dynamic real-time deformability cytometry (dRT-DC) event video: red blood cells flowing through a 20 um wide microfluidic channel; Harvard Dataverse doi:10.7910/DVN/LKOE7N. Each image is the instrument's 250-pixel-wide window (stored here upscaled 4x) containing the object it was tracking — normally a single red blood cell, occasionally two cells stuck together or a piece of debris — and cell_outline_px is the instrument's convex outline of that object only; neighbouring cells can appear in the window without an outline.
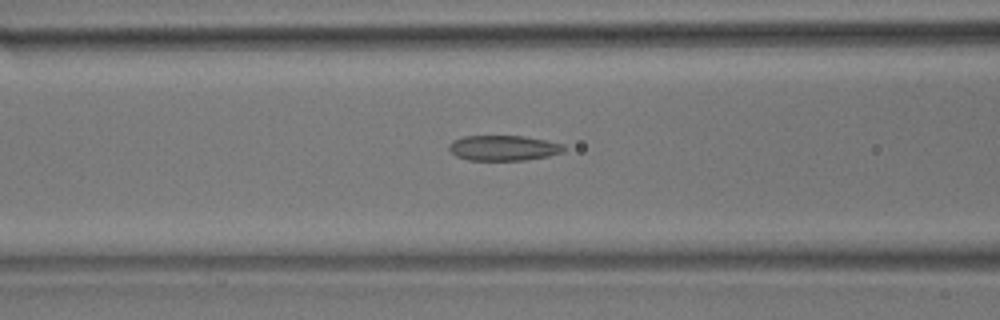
{"species": "common noctule bat (a hibernating species)", "species_latin": "Nyctalus noctula", "temperature_condition": "room temperature", "stored_images_in_passage": 36, "camera_frame_rate_fps": 3000, "um_per_image_px": 0.085, "animal": {"sex": "male", "body_mass_g": 17.9}, "frame": {"image": 1, "passage_image": 6, "time_ms": 1.667, "image_size_px": [1000, 320], "cell_outline_px": [[564, 152], [548, 156], [524, 160], [468, 160], [456, 156], [448, 148], [448, 144], [452, 140], [464, 136], [524, 136], [564, 144]], "centroid_in_image_um": [42.77, 12.57], "position_along_channel_um": 123.8, "area_um2": 16.94}}
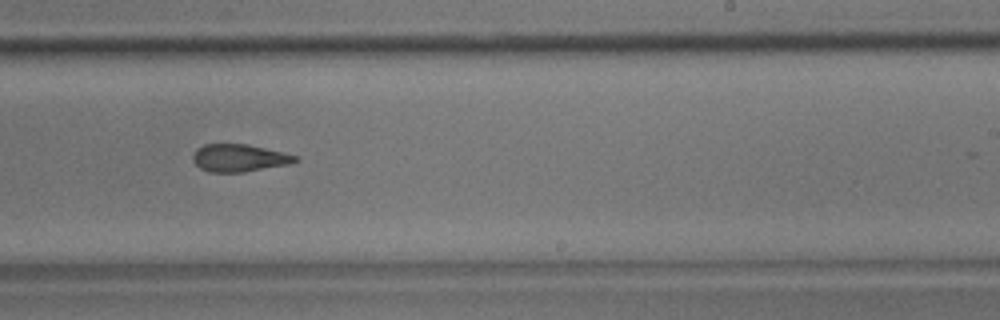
{"frame": {"image": 2, "passage_image": 17, "time_ms": 5.333, "image_size_px": [1000, 320], "cell_outline_px": [[300, 160], [288, 164], [244, 172], [208, 172], [200, 168], [192, 160], [192, 156], [196, 148], [204, 144], [248, 144], [300, 156]], "centroid_in_image_um": [20.33, 13.42], "position_along_channel_um": 268.7, "area_um2": 16.53}}
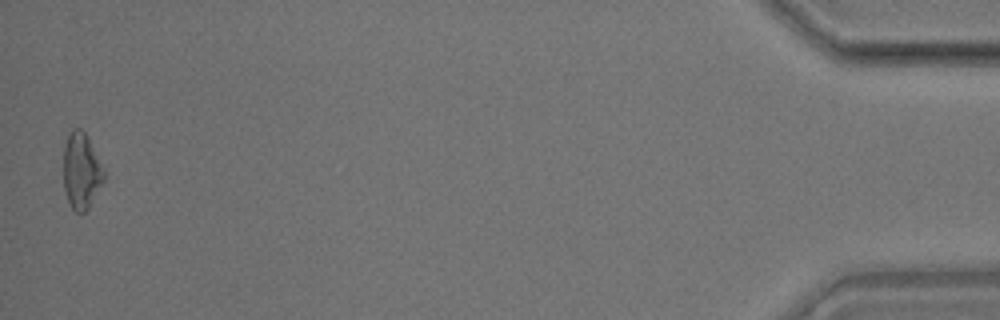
{"frame": {"image": 3, "passage_image": 36, "time_ms": 11.667, "image_size_px": [1000, 320], "cell_outline_px": [[104, 180], [88, 208], [84, 212], [76, 212], [72, 208], [68, 200], [64, 188], [64, 144], [72, 128], [80, 128], [84, 132], [104, 168]], "centroid_in_image_um": [6.91, 14.52], "position_along_channel_um": 428.3, "area_um2": 17.63}, "authors_computed_cell_mechanics": {"area_um2": 17.2533, "velocity_mm_per_s": 3.9528, "shape_relaxation_time_tau1_ms": null, "shape_relaxation_time_tau2_ms": 2.402, "deformation_change_tau1": null, "deformation_change_tau2": 0.1094}}